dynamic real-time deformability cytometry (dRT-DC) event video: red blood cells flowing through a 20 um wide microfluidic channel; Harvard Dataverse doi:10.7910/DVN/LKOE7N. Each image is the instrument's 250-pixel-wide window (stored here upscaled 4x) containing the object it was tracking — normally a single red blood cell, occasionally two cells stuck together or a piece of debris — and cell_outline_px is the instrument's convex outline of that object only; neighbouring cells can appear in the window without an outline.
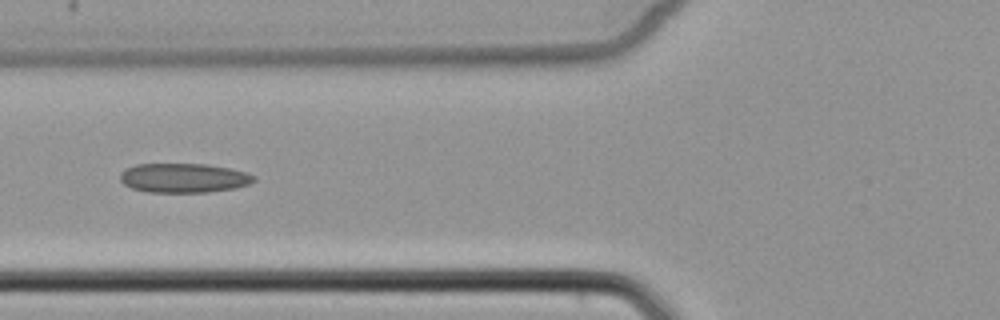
{"species": "common noctule bat (a hibernating species)", "species_latin": "Nyctalus noctula", "temperature_condition": "cold", "stored_images_in_passage": 5, "camera_frame_rate_fps": 3000, "um_per_image_px": 0.085, "animal": {"sex": "female", "body_mass_g": 22.7, "forearm_length_mm": 54.2}, "frame": {"image": 1, "passage_image": 5, "time_ms": 5.667, "image_size_px": [1000, 320], "cell_outline_px": [[256, 180], [248, 184], [236, 188], [208, 192], [148, 192], [132, 188], [124, 184], [120, 180], [120, 172], [124, 168], [136, 164], [208, 164], [248, 172], [256, 176]], "centroid_in_image_um": [15.62, 15.12], "position_along_channel_um": 110.2, "area_um2": 23.06}}